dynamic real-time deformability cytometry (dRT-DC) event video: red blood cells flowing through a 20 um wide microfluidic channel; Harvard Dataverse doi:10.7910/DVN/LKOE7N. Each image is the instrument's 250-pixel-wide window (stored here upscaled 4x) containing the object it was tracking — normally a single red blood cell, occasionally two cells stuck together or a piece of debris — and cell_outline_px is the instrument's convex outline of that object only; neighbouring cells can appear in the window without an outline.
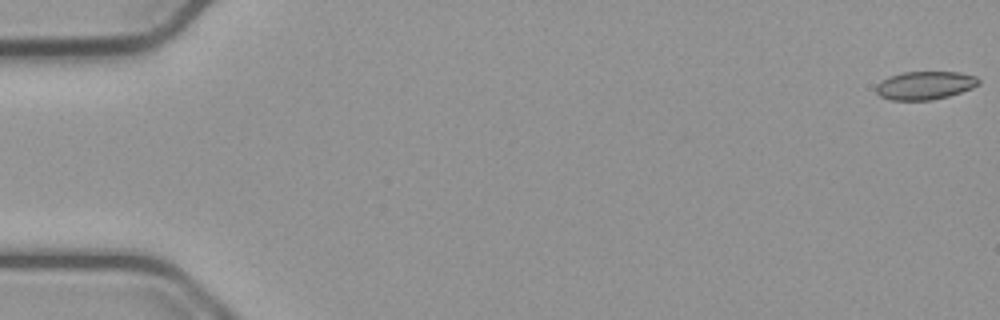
{"species": "common noctule bat (a hibernating species)", "species_latin": "Nyctalus noctula", "temperature_condition": "cold", "stored_images_in_passage": 17, "camera_frame_rate_fps": 3000, "um_per_image_px": 0.085, "animal": {"sex": "male", "body_mass_g": 23.1, "forearm_length_mm": 52.7}, "frame": {"image": 1, "passage_image": 1, "time_ms": 0.0, "image_size_px": [1000, 320], "cell_outline_px": [[980, 84], [972, 88], [948, 96], [932, 100], [892, 100], [880, 96], [876, 92], [876, 88], [884, 80], [892, 76], [904, 72], [956, 72], [976, 76], [980, 80]], "centroid_in_image_um": [78.67, 7.26], "position_along_channel_um": 6.3, "area_um2": 16.59}}